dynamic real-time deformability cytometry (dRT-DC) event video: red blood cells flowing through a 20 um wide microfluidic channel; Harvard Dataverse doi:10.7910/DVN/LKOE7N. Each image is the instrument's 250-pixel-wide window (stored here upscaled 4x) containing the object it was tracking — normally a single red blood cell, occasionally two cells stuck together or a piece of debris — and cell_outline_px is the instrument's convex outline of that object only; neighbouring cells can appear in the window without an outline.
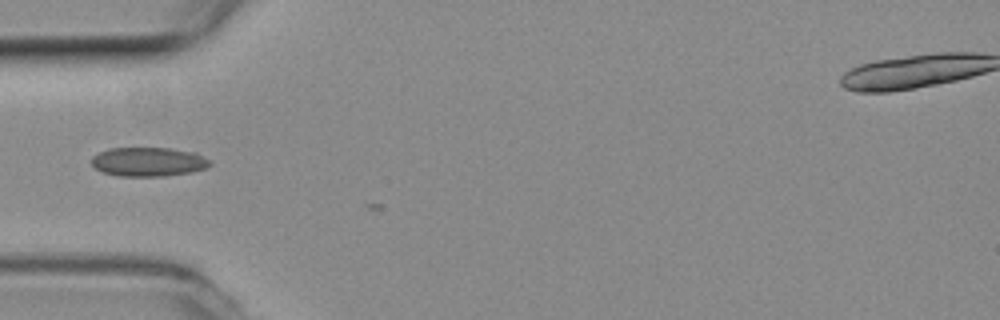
{"species": "common noctule bat (a hibernating species)", "species_latin": "Nyctalus noctula", "temperature_condition": "room temperature", "stored_images_in_passage": 6, "camera_frame_rate_fps": 3000, "um_per_image_px": 0.085, "animal": {"sex": "female", "body_mass_g": 19.3, "forearm_length_mm": 54.1}, "frame": {"image": 1, "passage_image": 4, "time_ms": 1.0, "image_size_px": [1000, 320], "cell_outline_px": [[212, 164], [208, 168], [192, 172], [164, 176], [116, 176], [104, 172], [96, 168], [92, 164], [92, 156], [108, 148], [168, 148], [196, 152], [212, 160]], "centroid_in_image_um": [12.67, 13.75], "position_along_channel_um": 72.3, "area_um2": 20.29}}